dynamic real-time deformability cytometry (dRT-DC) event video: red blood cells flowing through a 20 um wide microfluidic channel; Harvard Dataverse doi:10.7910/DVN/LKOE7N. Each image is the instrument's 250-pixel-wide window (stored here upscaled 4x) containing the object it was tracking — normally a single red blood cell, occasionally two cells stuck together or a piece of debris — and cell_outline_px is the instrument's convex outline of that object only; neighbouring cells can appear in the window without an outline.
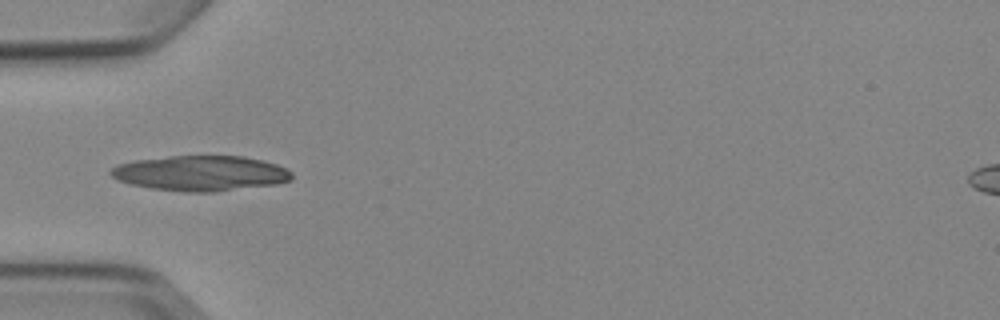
{"species": "Egyptian fruit bat (a non-hibernating species)", "species_latin": "Rousettus aegyptiacus", "temperature_condition": "cold", "stored_images_in_passage": 6, "camera_frame_rate_fps": 3000, "um_per_image_px": 0.085, "animal": {"sex": "female"}, "frame": {"image": 1, "passage_image": 5, "time_ms": 4.667, "image_size_px": [1000, 320], "cell_outline_px": [[292, 180], [276, 184], [216, 192], [184, 192], [152, 188], [132, 184], [116, 180], [108, 172], [116, 164], [136, 160], [168, 156], [244, 156], [264, 160], [288, 168], [292, 172]], "centroid_in_image_um": [17.08, 14.72], "position_along_channel_um": 67.9, "area_um2": 37.45}}
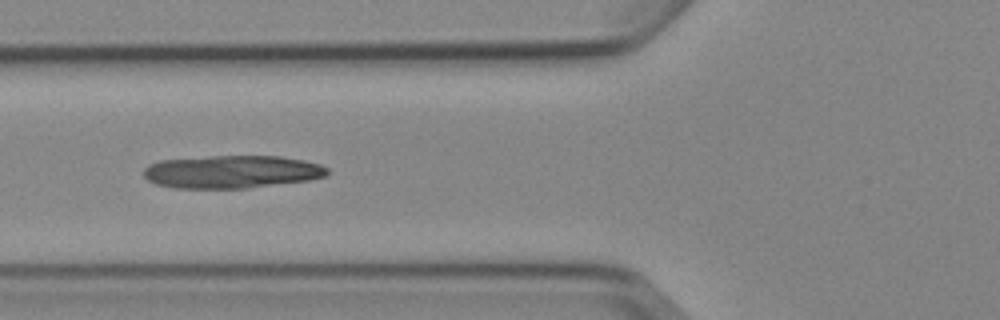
{"frame": {"image": 2, "passage_image": 6, "time_ms": 5.667, "image_size_px": [1000, 320], "cell_outline_px": [[328, 176], [308, 180], [244, 188], [172, 188], [156, 184], [148, 180], [144, 176], [144, 168], [148, 164], [160, 160], [212, 156], [280, 156], [304, 160], [320, 164], [328, 168]], "centroid_in_image_um": [19.69, 14.6], "position_along_channel_um": 106.1, "area_um2": 35.2}}